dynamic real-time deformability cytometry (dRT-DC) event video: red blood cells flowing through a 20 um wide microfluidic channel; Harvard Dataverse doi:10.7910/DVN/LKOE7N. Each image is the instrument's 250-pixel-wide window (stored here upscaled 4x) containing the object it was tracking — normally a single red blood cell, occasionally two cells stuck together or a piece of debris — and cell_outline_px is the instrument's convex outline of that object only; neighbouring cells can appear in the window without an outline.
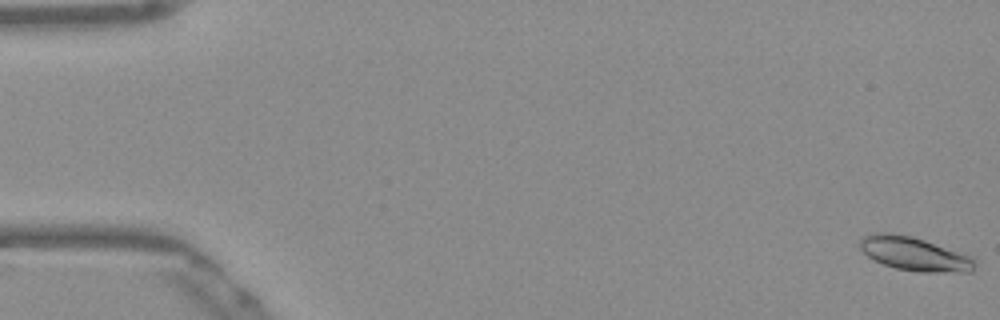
{"species": "Egyptian fruit bat (a non-hibernating species)", "species_latin": "Rousettus aegyptiacus", "temperature_condition": "warm", "stored_images_in_passage": 53, "camera_frame_rate_fps": 3000, "um_per_image_px": 0.085, "frame": {"image": 1, "passage_image": 1, "time_ms": 0.0, "image_size_px": [1000, 320], "cell_outline_px": [[980, 260], [972, 272], [920, 272], [896, 268], [884, 264], [868, 256], [860, 248], [860, 240], [864, 236], [876, 232], [888, 232], [912, 236], [972, 256]], "centroid_in_image_um": [77.8, 21.58], "position_along_channel_um": 7.2, "area_um2": 22.66}}
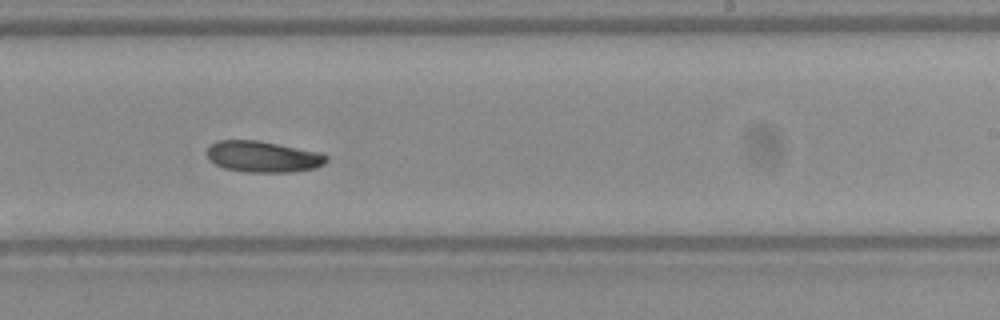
{"frame": {"image": 2, "passage_image": 33, "time_ms": 10.667, "image_size_px": [1000, 320], "cell_outline_px": [[328, 160], [324, 164], [316, 168], [292, 172], [244, 172], [224, 168], [208, 160], [208, 148], [216, 140], [260, 140], [320, 152], [328, 156]], "centroid_in_image_um": [22.38, 13.31], "position_along_channel_um": 266.6, "area_um2": 21.91}}
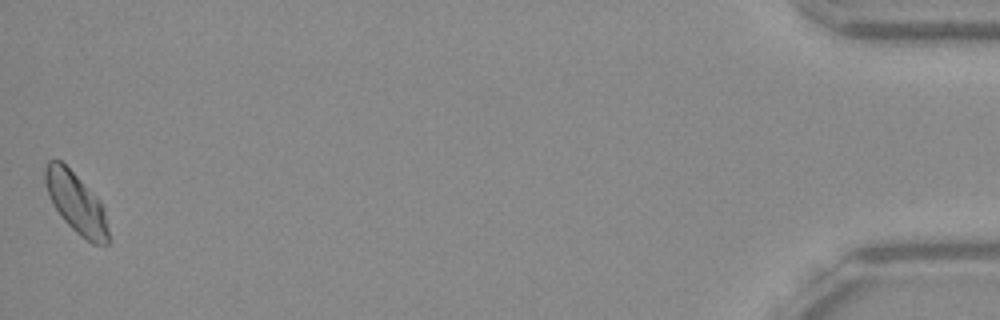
{"frame": {"image": 3, "passage_image": 53, "time_ms": 17.333, "image_size_px": [1000, 320], "cell_outline_px": [[108, 244], [92, 244], [80, 236], [64, 220], [52, 204], [44, 180], [44, 168], [48, 160], [60, 160], [100, 200], [104, 208], [108, 228]], "centroid_in_image_um": [6.47, 17.26], "position_along_channel_um": 428.7, "area_um2": 22.02}, "authors_computed_cell_mechanics": {"area_um2": 21.964, "velocity_mm_per_s": 3.8508, "shape_relaxation_time_tau1_ms": 3.7203, "shape_relaxation_time_tau2_ms": null, "deformation_change_tau1": 0.0885, "deformation_change_tau2": null}}